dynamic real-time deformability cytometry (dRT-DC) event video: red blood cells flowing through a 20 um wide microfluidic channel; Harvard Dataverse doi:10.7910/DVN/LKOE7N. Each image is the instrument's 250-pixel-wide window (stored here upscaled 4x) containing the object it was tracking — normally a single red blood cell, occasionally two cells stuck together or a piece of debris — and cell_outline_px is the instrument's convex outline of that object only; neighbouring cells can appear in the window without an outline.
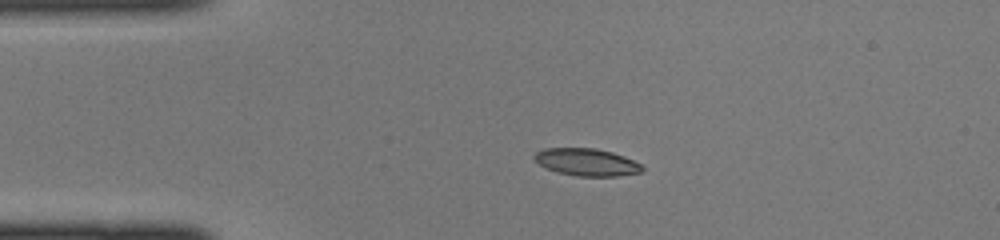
{"species": "common noctule bat (a hibernating species)", "species_latin": "Nyctalus noctula", "temperature_condition": "cold", "stored_images_in_passage": 36, "camera_frame_rate_fps": 3000, "um_per_image_px": 0.085, "animal": {"sex": "female", "body_mass_g": 22.0, "forearm_length_mm": 56.7}, "frame": {"image": 1, "passage_image": 1, "time_ms": 0.0, "image_size_px": [1000, 240], "cell_outline_px": [[644, 168], [640, 172], [620, 176], [576, 176], [556, 172], [544, 168], [532, 160], [532, 156], [536, 152], [544, 148], [596, 148], [612, 152], [624, 156], [640, 164]], "centroid_in_image_um": [49.79, 13.78], "position_along_channel_um": 35.2, "area_um2": 17.4}}
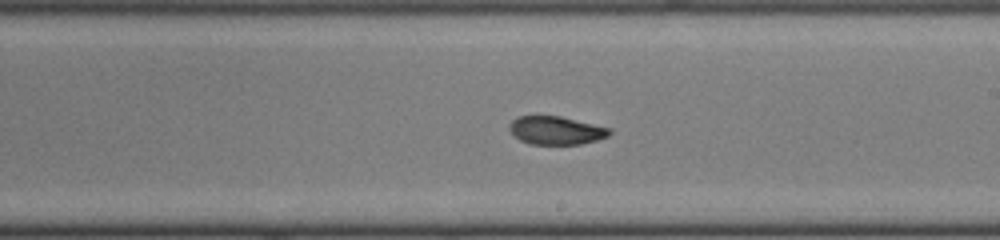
{"frame": {"image": 2, "passage_image": 17, "time_ms": 5.333, "image_size_px": [1000, 240], "cell_outline_px": [[612, 132], [608, 136], [596, 140], [580, 144], [528, 144], [520, 140], [508, 128], [508, 124], [516, 116], [560, 116], [612, 128]], "centroid_in_image_um": [47.26, 11.08], "position_along_channel_um": 241.7, "area_um2": 16.53}}
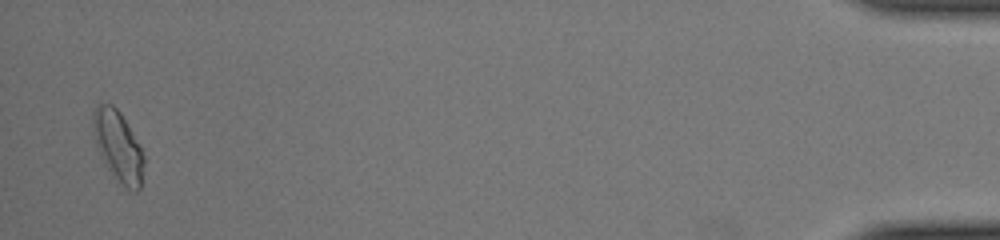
{"frame": {"image": 3, "passage_image": 35, "time_ms": 11.333, "image_size_px": [1000, 240], "cell_outline_px": [[144, 164], [140, 188], [136, 192], [132, 192], [108, 168], [100, 156], [92, 132], [92, 116], [96, 108], [100, 104], [112, 104], [120, 112], [140, 144], [144, 156]], "centroid_in_image_um": [10.05, 12.4], "position_along_channel_um": 425.2, "area_um2": 20.63}}